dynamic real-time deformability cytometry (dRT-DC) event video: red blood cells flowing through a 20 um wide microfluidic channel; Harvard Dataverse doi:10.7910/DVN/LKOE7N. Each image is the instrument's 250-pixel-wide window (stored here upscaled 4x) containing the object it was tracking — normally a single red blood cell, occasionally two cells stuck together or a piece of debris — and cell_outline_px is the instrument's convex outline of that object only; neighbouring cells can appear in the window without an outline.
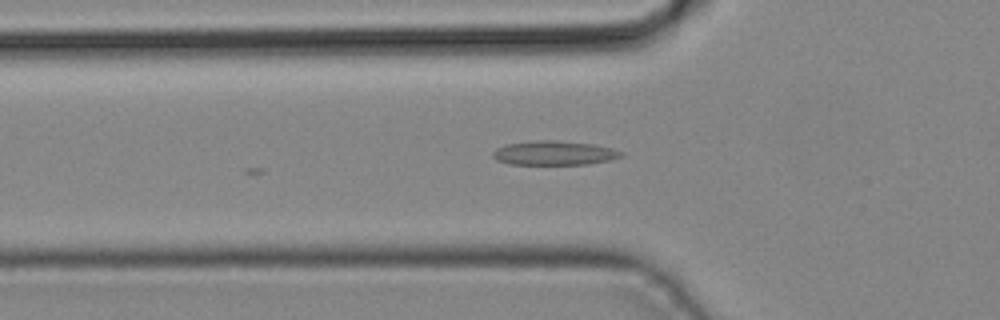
{"species": "common noctule bat (a hibernating species)", "species_latin": "Nyctalus noctula", "temperature_condition": "cold", "stored_images_in_passage": 6, "camera_frame_rate_fps": 3000, "um_per_image_px": 0.085, "animal": {"sex": "male", "body_mass_g": 19.2, "forearm_length_mm": 51.8}, "frame": {"image": 1, "passage_image": 4, "time_ms": 1.0, "image_size_px": [1000, 320], "cell_outline_px": [[624, 156], [608, 160], [588, 164], [508, 164], [496, 160], [492, 156], [492, 152], [496, 148], [508, 144], [536, 140], [556, 140], [592, 144], [612, 148], [624, 152]], "centroid_in_image_um": [47.1, 13.0], "position_along_channel_um": 78.7, "area_um2": 18.09}}
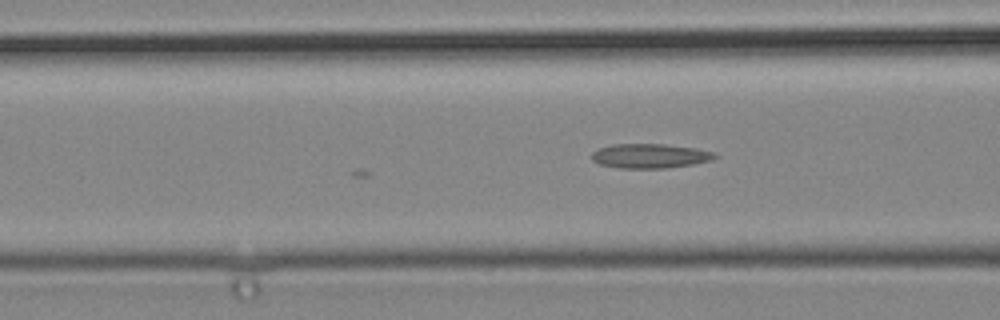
{"frame": {"image": 2, "passage_image": 6, "time_ms": 1.667, "image_size_px": [1000, 320], "cell_outline_px": [[720, 156], [712, 160], [692, 164], [664, 168], [620, 168], [600, 164], [592, 160], [592, 152], [600, 148], [612, 144], [664, 144], [696, 148], [716, 152]], "centroid_in_image_um": [55.29, 13.25], "position_along_channel_um": 111.3, "area_um2": 17.57}}